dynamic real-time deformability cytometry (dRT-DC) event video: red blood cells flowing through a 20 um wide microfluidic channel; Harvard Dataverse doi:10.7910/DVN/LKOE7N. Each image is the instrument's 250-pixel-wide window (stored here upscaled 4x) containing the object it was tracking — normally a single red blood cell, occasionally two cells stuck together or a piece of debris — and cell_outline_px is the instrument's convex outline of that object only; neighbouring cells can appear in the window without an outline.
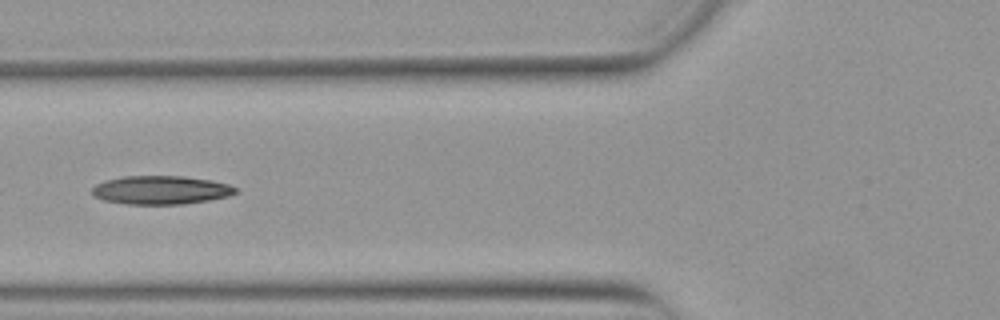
{"species": "Egyptian fruit bat (a non-hibernating species)", "species_latin": "Rousettus aegyptiacus", "temperature_condition": "warm", "stored_images_in_passage": 13, "camera_frame_rate_fps": 3000, "um_per_image_px": 0.085, "animal": {"sex": "female"}, "frame": {"image": 1, "passage_image": 10, "time_ms": 3.0, "image_size_px": [1000, 320], "cell_outline_px": [[236, 192], [228, 196], [208, 200], [184, 204], [128, 204], [104, 200], [92, 196], [92, 188], [96, 184], [104, 180], [124, 176], [184, 176], [212, 180], [228, 184], [236, 188]], "centroid_in_image_um": [13.64, 16.15], "position_along_channel_um": 112.2, "area_um2": 23.87}}